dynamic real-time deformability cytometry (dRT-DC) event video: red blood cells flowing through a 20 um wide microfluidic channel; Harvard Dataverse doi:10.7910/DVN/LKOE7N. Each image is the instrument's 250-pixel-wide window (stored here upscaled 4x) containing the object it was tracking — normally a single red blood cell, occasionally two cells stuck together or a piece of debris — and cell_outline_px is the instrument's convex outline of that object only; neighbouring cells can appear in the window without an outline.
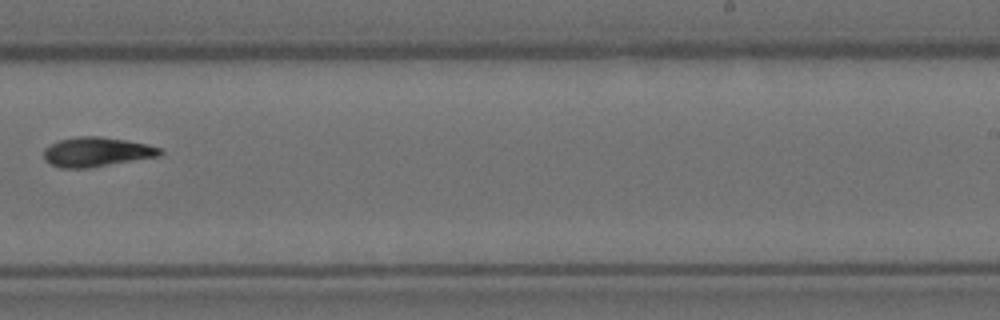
{"species": "Egyptian fruit bat (a non-hibernating species)", "species_latin": "Rousettus aegyptiacus", "temperature_condition": "room temperature", "stored_images_in_passage": 9, "camera_frame_rate_fps": 3000, "um_per_image_px": 0.085, "animal": {"sex": "female"}, "frame": {"image": 1, "passage_image": 9, "time_ms": 2.667, "image_size_px": [1000, 320], "cell_outline_px": [[164, 152], [160, 156], [88, 168], [60, 168], [44, 160], [44, 148], [60, 140], [76, 136], [100, 136], [128, 140], [148, 144], [160, 148]], "centroid_in_image_um": [8.23, 12.91], "position_along_channel_um": 280.8, "area_um2": 20.06}}